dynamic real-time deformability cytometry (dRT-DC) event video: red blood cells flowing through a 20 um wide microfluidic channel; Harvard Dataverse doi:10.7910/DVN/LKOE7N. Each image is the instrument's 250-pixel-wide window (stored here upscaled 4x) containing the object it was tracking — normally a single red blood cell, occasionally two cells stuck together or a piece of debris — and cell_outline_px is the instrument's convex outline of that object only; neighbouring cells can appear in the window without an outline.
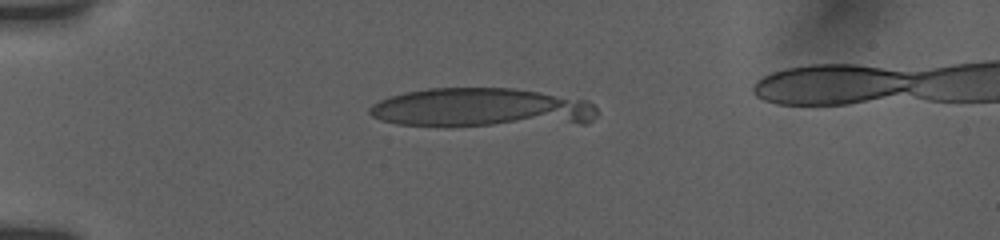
{"species": "human", "species_latin": "Homo sapiens", "temperature_condition": "room temperature", "stored_images_in_passage": 2, "camera_frame_rate_fps": 3000, "um_per_image_px": 0.085, "donor": {"sex": "female"}, "frame": {"image": 1, "passage_image": 1, "time_ms": 0.0, "image_size_px": [1000, 240], "cell_outline_px": [[596, 116], [588, 124], [448, 128], [444, 128], [396, 124], [380, 120], [372, 116], [368, 112], [368, 108], [372, 104], [388, 96], [404, 92], [428, 88], [512, 88], [588, 100], [596, 108]], "centroid_in_image_um": [40.92, 9.22], "position_along_channel_um": 44.1, "area_um2": 53.87}}